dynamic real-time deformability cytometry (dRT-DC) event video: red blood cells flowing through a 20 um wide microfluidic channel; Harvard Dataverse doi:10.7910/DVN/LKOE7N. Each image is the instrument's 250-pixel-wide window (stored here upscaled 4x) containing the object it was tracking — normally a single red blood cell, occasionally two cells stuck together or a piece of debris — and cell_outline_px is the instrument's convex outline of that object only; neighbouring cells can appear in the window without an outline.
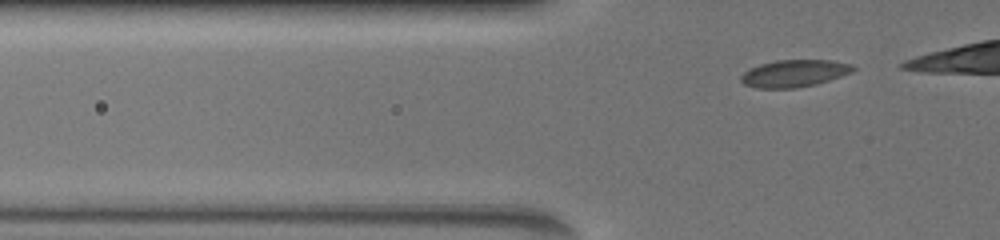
{"species": "common noctule bat (a hibernating species)", "species_latin": "Nyctalus noctula", "temperature_condition": "warm", "stored_images_in_passage": 7, "camera_frame_rate_fps": 3000, "um_per_image_px": 0.085, "animal": {"sex": "female", "body_mass_g": 19.5, "forearm_length_mm": 54.1}, "frame": {"image": 1, "passage_image": 6, "time_ms": 0.667, "image_size_px": [1000, 240], "cell_outline_px": [[856, 68], [852, 72], [828, 80], [796, 88], [756, 88], [744, 84], [740, 80], [740, 76], [744, 72], [760, 64], [776, 60], [832, 60], [848, 64]], "centroid_in_image_um": [67.47, 6.23], "position_along_channel_um": 58.3, "area_um2": 17.46}}